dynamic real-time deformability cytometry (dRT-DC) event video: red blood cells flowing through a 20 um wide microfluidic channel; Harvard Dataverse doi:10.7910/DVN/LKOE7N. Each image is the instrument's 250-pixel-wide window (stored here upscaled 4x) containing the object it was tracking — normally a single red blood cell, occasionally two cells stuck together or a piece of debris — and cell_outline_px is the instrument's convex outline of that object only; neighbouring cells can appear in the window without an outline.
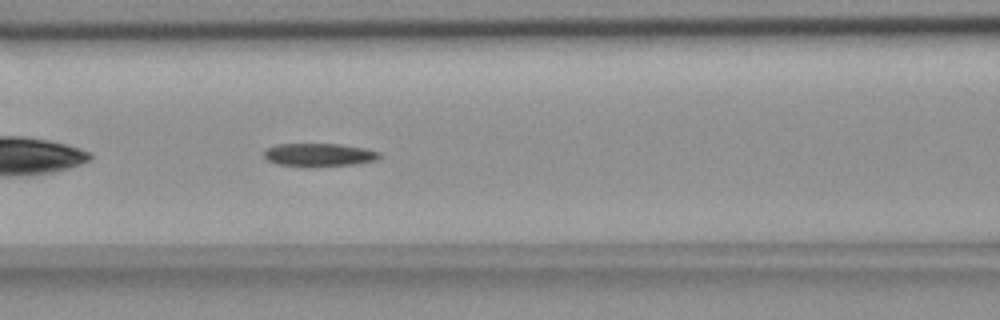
{"species": "common noctule bat (a hibernating species)", "species_latin": "Nyctalus noctula", "temperature_condition": "room temperature", "stored_images_in_passage": 41, "camera_frame_rate_fps": 3000, "um_per_image_px": 0.085, "animal": {"sex": "female", "body_mass_g": 18.4}, "frame": {"image": 1, "passage_image": 8, "time_ms": 2.333, "image_size_px": [1000, 320], "cell_outline_px": [[380, 156], [376, 160], [356, 164], [276, 164], [268, 160], [264, 156], [264, 148], [276, 144], [340, 144], [364, 148], [380, 152]], "centroid_in_image_um": [27.11, 13.11], "position_along_channel_um": 139.5, "area_um2": 14.8}}
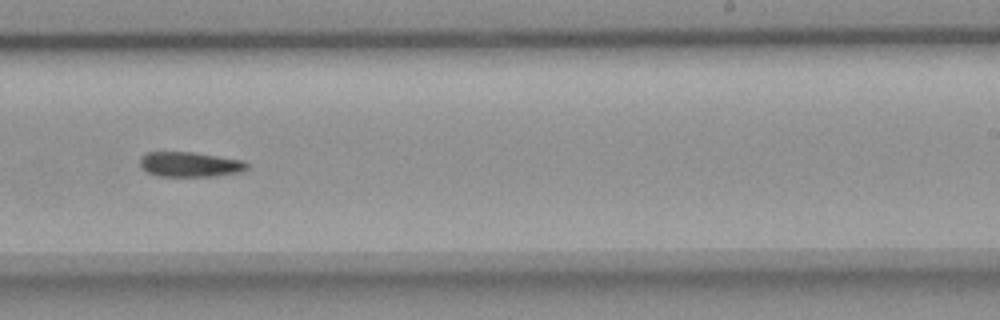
{"frame": {"image": 2, "passage_image": 19, "time_ms": 6.0, "image_size_px": [1000, 320], "cell_outline_px": [[248, 168], [240, 172], [216, 176], [160, 176], [148, 172], [140, 164], [140, 156], [144, 152], [192, 152], [244, 160], [248, 164]], "centroid_in_image_um": [16.16, 13.96], "position_along_channel_um": 272.8, "area_um2": 15.55}}
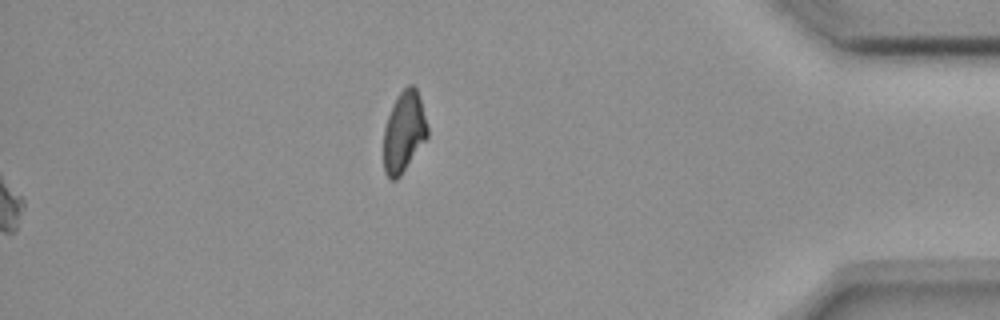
{"frame": {"image": 3, "passage_image": 41, "time_ms": 13.333, "image_size_px": [1000, 320], "cell_outline_px": [[428, 136], [400, 176], [396, 180], [388, 180], [384, 172], [384, 128], [388, 116], [396, 96], [408, 84], [412, 84], [416, 88], [428, 124]], "centroid_in_image_um": [34.32, 11.22], "position_along_channel_um": 400.9, "area_um2": 20.63}}